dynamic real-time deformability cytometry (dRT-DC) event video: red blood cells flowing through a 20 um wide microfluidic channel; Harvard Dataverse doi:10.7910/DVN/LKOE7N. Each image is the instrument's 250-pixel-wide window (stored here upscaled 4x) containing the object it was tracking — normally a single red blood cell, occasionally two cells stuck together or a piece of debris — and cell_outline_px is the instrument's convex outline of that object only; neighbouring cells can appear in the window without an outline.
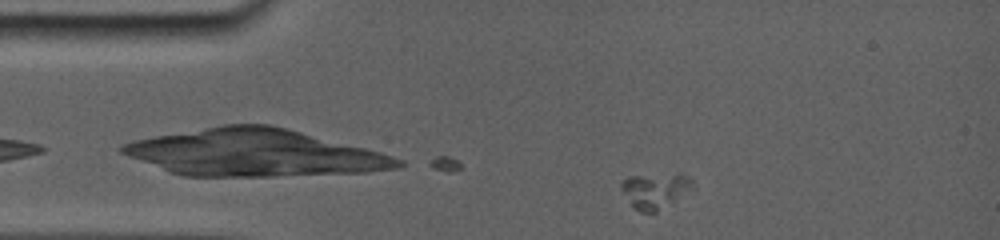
{"species": "common noctule bat (a hibernating species)", "species_latin": "Nyctalus noctula", "temperature_condition": "room temperature", "stored_images_in_passage": 19, "camera_frame_rate_fps": 5000, "um_per_image_px": 0.085, "animal": {"sex": "female", "body_mass_g": 19.0, "forearm_length_mm": 56.7}, "frame": {"image": 1, "passage_image": 1, "time_ms": 0.0, "image_size_px": [1000, 240], "cell_outline_px": [[696, 192], [656, 212], [640, 212], [632, 204], [620, 188], [620, 184], [628, 176], [688, 176], [692, 180], [696, 188]], "centroid_in_image_um": [55.8, 16.25], "position_along_channel_um": 29.2, "area_um2": 14.74}}
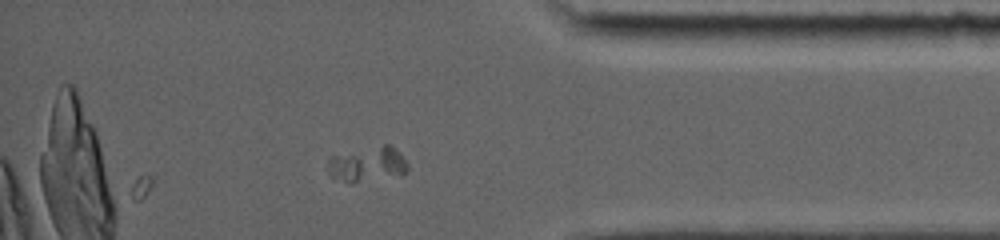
{"frame": {"image": 2, "passage_image": 19, "time_ms": 11.2, "image_size_px": [1000, 240], "cell_outline_px": [[408, 168], [400, 176], [352, 184], [348, 184], [332, 176], [328, 172], [328, 160], [332, 156], [384, 144], [388, 144], [396, 148], [400, 152], [408, 164]], "centroid_in_image_um": [31.27, 13.99], "position_along_channel_um": 403.9, "area_um2": 16.53}}